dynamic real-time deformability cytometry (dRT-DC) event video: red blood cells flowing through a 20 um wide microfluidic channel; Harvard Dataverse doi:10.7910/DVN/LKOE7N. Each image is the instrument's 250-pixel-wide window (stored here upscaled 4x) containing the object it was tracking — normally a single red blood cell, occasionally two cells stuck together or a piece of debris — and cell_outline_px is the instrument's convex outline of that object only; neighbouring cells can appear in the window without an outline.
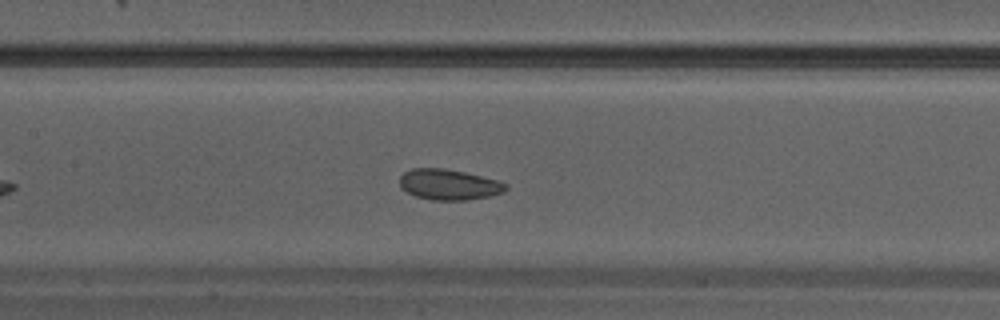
{"species": "Egyptian fruit bat (a non-hibernating species)", "species_latin": "Rousettus aegyptiacus", "temperature_condition": "warm", "stored_images_in_passage": 28, "camera_frame_rate_fps": 3000, "um_per_image_px": 0.085, "animal": {"sex": "male"}, "frame": {"image": 1, "passage_image": 9, "time_ms": 2.667, "image_size_px": [1000, 320], "cell_outline_px": [[508, 188], [504, 192], [488, 196], [468, 200], [432, 200], [416, 196], [400, 188], [400, 176], [404, 172], [412, 168], [444, 168], [464, 172], [500, 180], [508, 184]], "centroid_in_image_um": [38.18, 15.68], "position_along_channel_um": 169.2, "area_um2": 19.07}}
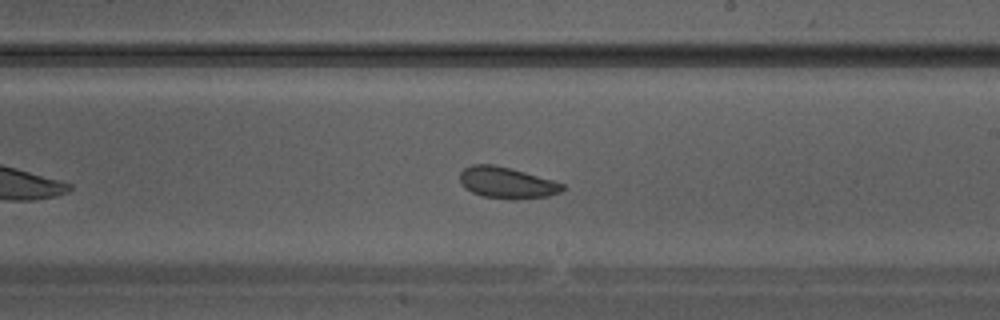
{"frame": {"image": 2, "passage_image": 13, "time_ms": 4.0, "image_size_px": [1000, 320], "cell_outline_px": [[564, 188], [560, 192], [548, 196], [516, 200], [512, 200], [484, 196], [472, 192], [464, 188], [460, 180], [460, 172], [464, 168], [472, 164], [492, 164], [524, 172], [552, 180], [564, 184]], "centroid_in_image_um": [43.06, 15.54], "position_along_channel_um": 245.9, "area_um2": 18.61}}